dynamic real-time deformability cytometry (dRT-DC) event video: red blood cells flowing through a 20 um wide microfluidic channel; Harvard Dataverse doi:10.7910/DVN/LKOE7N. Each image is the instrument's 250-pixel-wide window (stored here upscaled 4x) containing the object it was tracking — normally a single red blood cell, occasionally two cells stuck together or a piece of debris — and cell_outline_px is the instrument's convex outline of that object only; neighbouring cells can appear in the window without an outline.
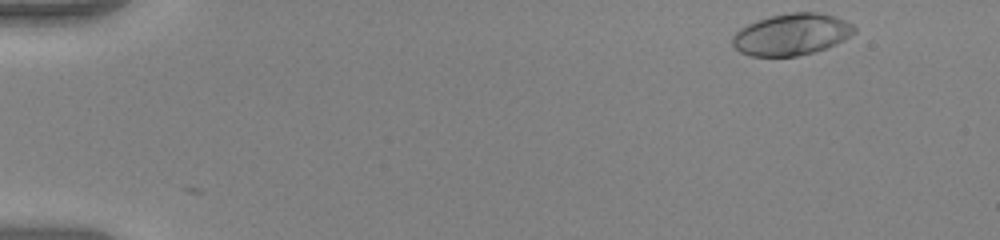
{"species": "human", "species_latin": "Homo sapiens", "temperature_condition": "warm", "stored_images_in_passage": 48, "camera_frame_rate_fps": 3000, "um_per_image_px": 0.085, "donor": {"sex": "female"}, "frame": {"image": 1, "passage_image": 1, "time_ms": 0.0, "image_size_px": [1000, 240], "cell_outline_px": [[856, 32], [844, 40], [828, 48], [796, 56], [752, 56], [740, 52], [732, 44], [732, 36], [740, 28], [756, 20], [772, 16], [792, 12], [820, 12], [836, 16], [852, 24], [856, 28]], "centroid_in_image_um": [67.3, 2.92], "position_along_channel_um": 17.7, "area_um2": 29.65}}
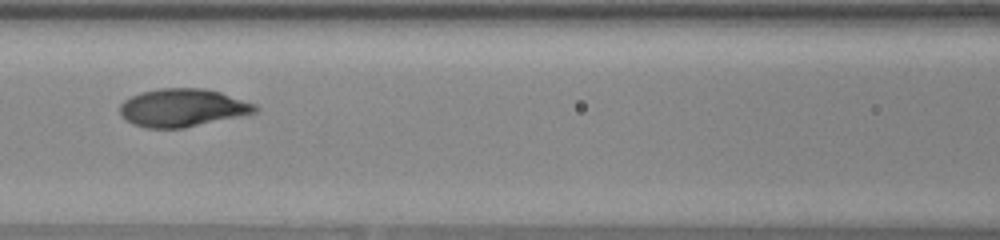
{"frame": {"image": 2, "passage_image": 21, "time_ms": 6.667, "image_size_px": [1000, 240], "cell_outline_px": [[260, 108], [256, 112], [184, 128], [148, 128], [132, 124], [124, 120], [120, 116], [120, 104], [124, 100], [140, 92], [160, 88], [204, 88], [220, 92], [256, 104]], "centroid_in_image_um": [15.48, 9.16], "position_along_channel_um": 151.1, "area_um2": 29.94}}
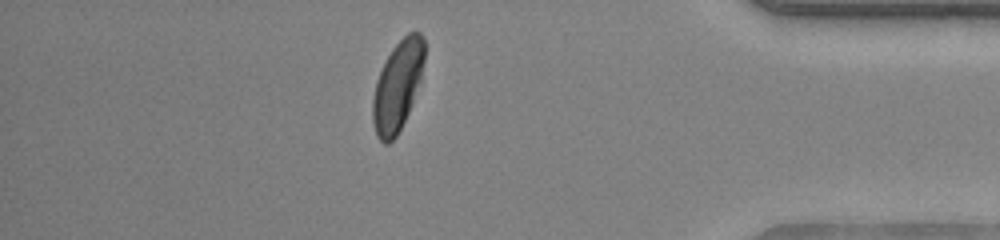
{"frame": {"image": 3, "passage_image": 42, "time_ms": 13.667, "image_size_px": [1000, 240], "cell_outline_px": [[424, 60], [420, 80], [408, 112], [396, 136], [388, 144], [384, 144], [376, 136], [372, 120], [372, 100], [376, 80], [392, 48], [408, 32], [420, 32], [424, 36]], "centroid_in_image_um": [33.78, 7.3], "position_along_channel_um": 401.4, "area_um2": 26.76}, "authors_computed_cell_mechanics": {"area_um2": 28.9867, "velocity_mm_per_s": 3.9987, "shape_relaxation_time_tau1_ms": 3.1128, "shape_relaxation_time_tau2_ms": null, "deformation_change_tau1": 0.2192, "deformation_change_tau2": null}}